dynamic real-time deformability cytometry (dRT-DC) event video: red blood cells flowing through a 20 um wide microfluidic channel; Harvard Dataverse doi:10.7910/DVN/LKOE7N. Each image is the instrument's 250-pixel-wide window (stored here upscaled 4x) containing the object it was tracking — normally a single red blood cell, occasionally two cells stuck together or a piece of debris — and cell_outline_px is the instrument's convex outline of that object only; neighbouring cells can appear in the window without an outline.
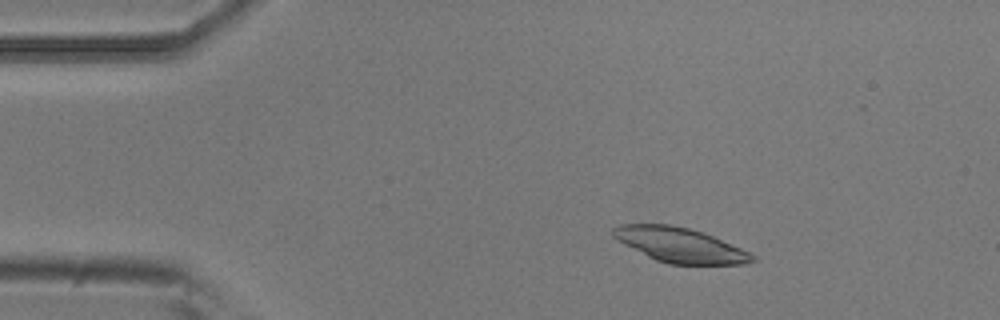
{"species": "common noctule bat (a hibernating species)", "species_latin": "Nyctalus noctula", "temperature_condition": "room temperature", "stored_images_in_passage": 6, "camera_frame_rate_fps": 3000, "um_per_image_px": 0.085, "animal": {"sex": "male", "body_mass_g": 20.5, "forearm_length_mm": 52.5}, "frame": {"image": 1, "passage_image": 3, "time_ms": 0.667, "image_size_px": [1000, 320], "cell_outline_px": [[756, 260], [744, 264], [668, 264], [656, 260], [616, 240], [612, 236], [612, 228], [620, 224], [668, 224], [688, 228], [712, 236], [740, 248], [756, 256]], "centroid_in_image_um": [57.76, 20.82], "position_along_channel_um": 27.2, "area_um2": 27.8}}